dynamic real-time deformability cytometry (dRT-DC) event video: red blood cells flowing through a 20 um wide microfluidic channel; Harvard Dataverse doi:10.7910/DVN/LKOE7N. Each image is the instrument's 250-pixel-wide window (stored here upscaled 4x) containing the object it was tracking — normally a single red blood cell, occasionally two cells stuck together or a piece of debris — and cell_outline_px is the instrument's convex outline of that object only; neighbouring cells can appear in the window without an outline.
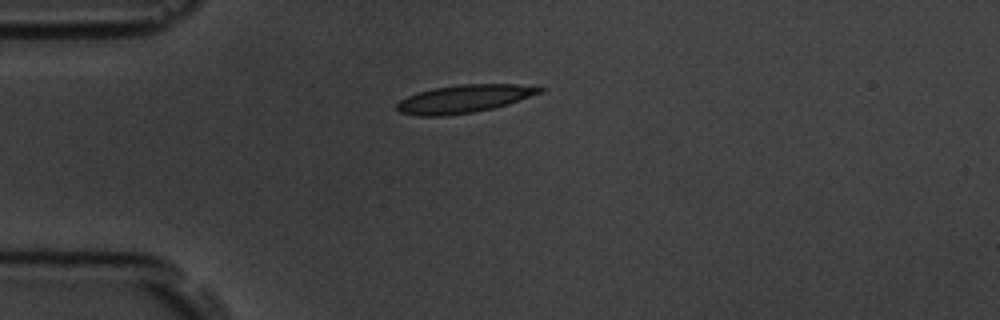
{"species": "common noctule bat (a hibernating species)", "species_latin": "Nyctalus noctula", "temperature_condition": "room temperature", "stored_images_in_passage": 5, "camera_frame_rate_fps": 3000, "um_per_image_px": 0.085, "animal": {"sex": "male", "body_mass_g": 19.5, "forearm_length_mm": 54.6}, "frame": {"image": 1, "passage_image": 1, "time_ms": 0.0, "image_size_px": [1000, 320], "cell_outline_px": [[544, 92], [508, 104], [492, 108], [472, 112], [444, 116], [416, 116], [400, 112], [396, 108], [396, 104], [400, 100], [416, 92], [432, 88], [460, 84], [516, 84], [544, 88]], "centroid_in_image_um": [39.42, 8.4], "position_along_channel_um": 45.6, "area_um2": 23.29}}
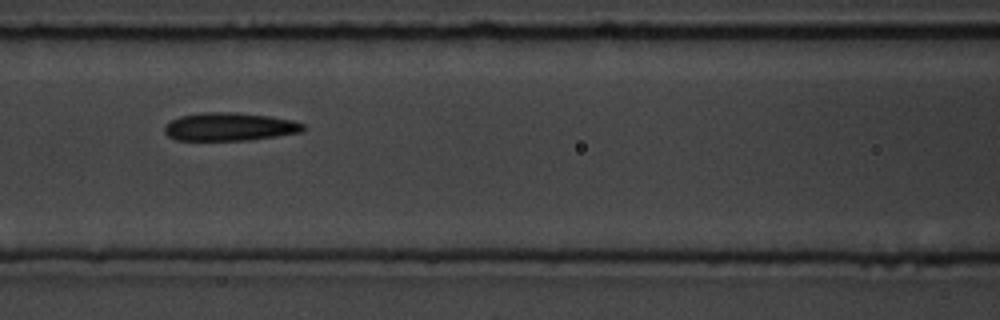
{"frame": {"image": 2, "passage_image": 4, "time_ms": 3.333, "image_size_px": [1000, 320], "cell_outline_px": [[308, 128], [300, 132], [276, 136], [248, 140], [176, 140], [168, 136], [164, 132], [164, 128], [172, 120], [180, 116], [200, 112], [236, 112], [268, 116], [292, 120], [304, 124]], "centroid_in_image_um": [19.52, 10.77], "position_along_channel_um": 147.1, "area_um2": 22.72}}
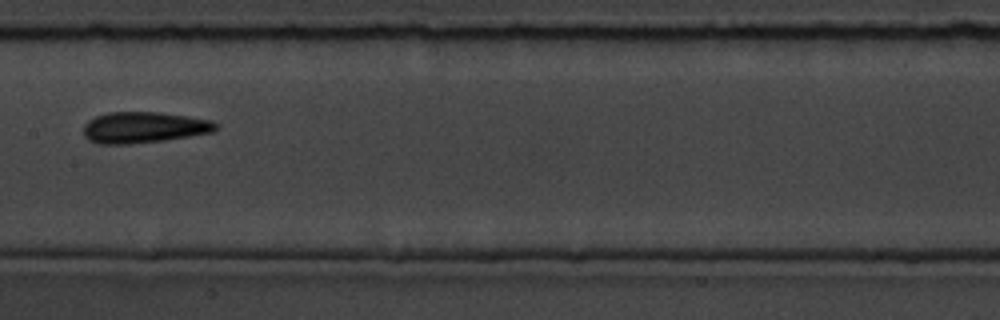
{"frame": {"image": 3, "passage_image": 5, "time_ms": 4.667, "image_size_px": [1000, 320], "cell_outline_px": [[220, 124], [212, 132], [164, 140], [128, 144], [100, 144], [88, 140], [84, 136], [84, 124], [88, 120], [96, 116], [108, 112], [160, 112], [212, 120]], "centroid_in_image_um": [12.21, 10.83], "position_along_channel_um": 195.2, "area_um2": 23.99}}